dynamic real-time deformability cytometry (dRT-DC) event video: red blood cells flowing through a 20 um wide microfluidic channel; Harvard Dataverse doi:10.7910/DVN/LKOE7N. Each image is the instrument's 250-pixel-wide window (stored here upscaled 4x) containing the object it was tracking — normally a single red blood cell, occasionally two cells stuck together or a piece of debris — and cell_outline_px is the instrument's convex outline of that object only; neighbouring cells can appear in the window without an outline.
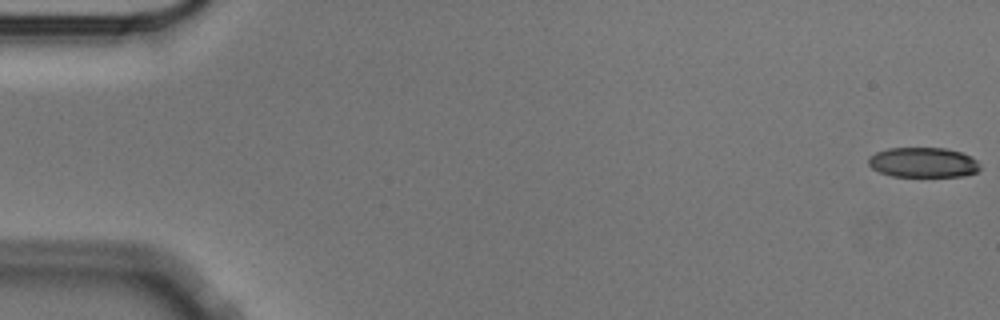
{"species": "Egyptian fruit bat (a non-hibernating species)", "species_latin": "Rousettus aegyptiacus", "temperature_condition": "cold", "stored_images_in_passage": 57, "camera_frame_rate_fps": 3000, "um_per_image_px": 0.085, "animal": {"sex": "male"}, "frame": {"image": 1, "passage_image": 1, "time_ms": 0.0, "image_size_px": [1000, 320], "cell_outline_px": [[980, 168], [976, 172], [960, 176], [892, 176], [880, 172], [872, 168], [868, 164], [868, 160], [876, 152], [888, 148], [944, 148], [960, 152], [976, 160], [980, 164]], "centroid_in_image_um": [78.45, 13.81], "position_along_channel_um": 6.5, "area_um2": 19.25}}
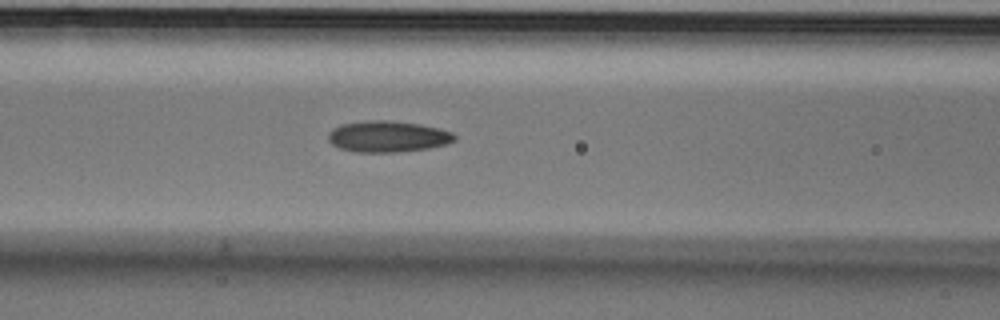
{"frame": {"image": 2, "passage_image": 24, "time_ms": 7.667, "image_size_px": [1000, 320], "cell_outline_px": [[456, 140], [448, 144], [428, 148], [396, 152], [352, 152], [340, 148], [332, 144], [328, 140], [328, 132], [332, 128], [340, 124], [368, 120], [388, 120], [420, 124], [440, 128], [452, 132], [456, 136]], "centroid_in_image_um": [32.95, 11.6], "position_along_channel_um": 133.6, "area_um2": 23.24}}
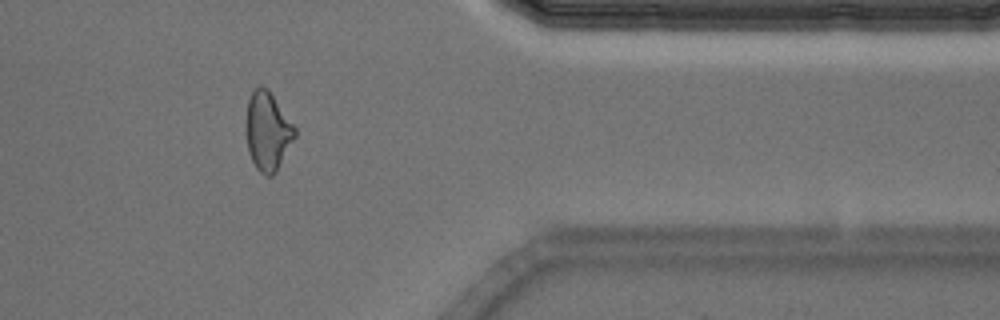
{"frame": {"image": 3, "passage_image": 47, "time_ms": 15.333, "image_size_px": [1000, 320], "cell_outline_px": [[296, 136], [276, 172], [272, 176], [264, 176], [256, 168], [248, 152], [248, 100], [252, 92], [260, 84], [268, 88], [296, 128]], "centroid_in_image_um": [22.79, 11.17], "position_along_channel_um": 388.6, "area_um2": 21.96}, "authors_computed_cell_mechanics": {"area_um2": 22.1374, "velocity_mm_per_s": 3.547, "shape_relaxation_time_tau1_ms": null, "shape_relaxation_time_tau2_ms": 3.4431, "deformation_change_tau1": null, "deformation_change_tau2": 0.1118}}